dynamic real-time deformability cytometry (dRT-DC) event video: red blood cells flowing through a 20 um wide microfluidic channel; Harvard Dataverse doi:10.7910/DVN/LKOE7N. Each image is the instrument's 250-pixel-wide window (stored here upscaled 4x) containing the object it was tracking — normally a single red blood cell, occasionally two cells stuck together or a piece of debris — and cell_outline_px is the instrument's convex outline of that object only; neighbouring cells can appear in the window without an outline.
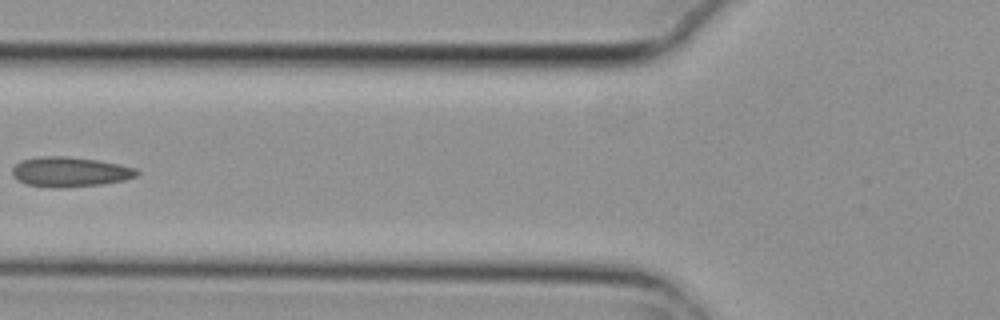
{"species": "common noctule bat (a hibernating species)", "species_latin": "Nyctalus noctula", "temperature_condition": "cold", "stored_images_in_passage": 3, "camera_frame_rate_fps": 3000, "um_per_image_px": 0.085, "animal": {"sex": "female", "body_mass_g": 29.2, "forearm_length_mm": 56.3}, "frame": {"image": 1, "passage_image": 2, "time_ms": 0.333, "image_size_px": [1000, 320], "cell_outline_px": [[140, 172], [136, 176], [124, 180], [100, 184], [64, 188], [52, 188], [28, 184], [16, 180], [12, 176], [12, 168], [16, 164], [24, 160], [40, 156], [64, 156], [100, 160], [136, 168]], "centroid_in_image_um": [5.94, 14.61], "position_along_channel_um": 119.9, "area_um2": 21.73}}
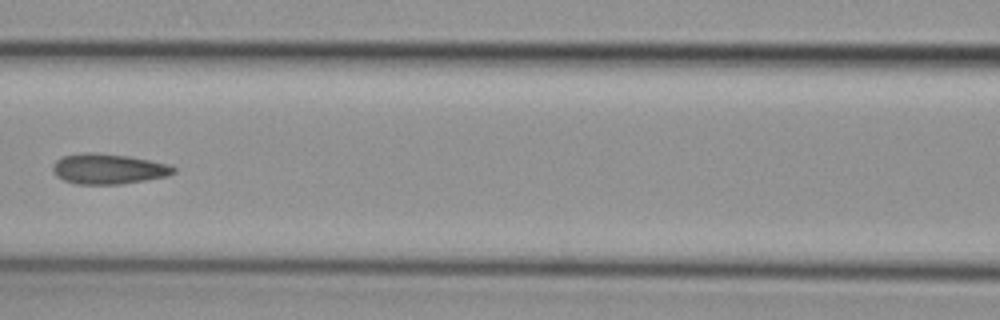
{"frame": {"image": 2, "passage_image": 3, "time_ms": 0.667, "image_size_px": [1000, 320], "cell_outline_px": [[176, 172], [168, 176], [124, 184], [76, 184], [64, 180], [56, 176], [52, 172], [52, 164], [56, 160], [64, 156], [88, 152], [92, 152], [128, 156], [168, 164], [176, 168]], "centroid_in_image_um": [9.2, 14.36], "position_along_channel_um": 157.4, "area_um2": 21.39}}